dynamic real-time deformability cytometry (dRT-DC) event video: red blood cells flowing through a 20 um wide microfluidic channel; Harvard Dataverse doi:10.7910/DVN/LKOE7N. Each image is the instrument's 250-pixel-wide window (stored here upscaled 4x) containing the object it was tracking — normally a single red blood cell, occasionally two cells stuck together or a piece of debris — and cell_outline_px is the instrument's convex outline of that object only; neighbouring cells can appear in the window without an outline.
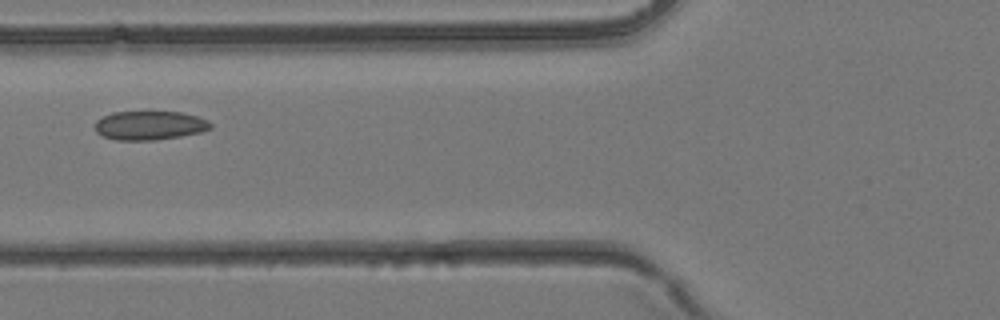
{"species": "common noctule bat (a hibernating species)", "species_latin": "Nyctalus noctula", "temperature_condition": "room temperature", "stored_images_in_passage": 6, "camera_frame_rate_fps": 3000, "um_per_image_px": 0.085, "animal": {"sex": "female", "body_mass_g": 24.6, "forearm_length_mm": 56.2}, "frame": {"image": 1, "passage_image": 6, "time_ms": 1.667, "image_size_px": [1000, 320], "cell_outline_px": [[212, 128], [200, 132], [180, 136], [156, 140], [116, 140], [100, 136], [96, 132], [96, 120], [112, 112], [180, 112], [196, 116], [208, 120], [212, 124]], "centroid_in_image_um": [12.7, 10.67], "position_along_channel_um": 113.1, "area_um2": 19.48}}